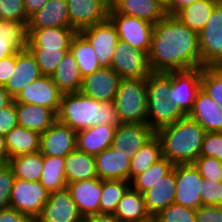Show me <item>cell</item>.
I'll list each match as a JSON object with an SVG mask.
<instances>
[{"instance_id":"obj_1","label":"cell","mask_w":222,"mask_h":222,"mask_svg":"<svg viewBox=\"0 0 222 222\" xmlns=\"http://www.w3.org/2000/svg\"><path fill=\"white\" fill-rule=\"evenodd\" d=\"M148 62L152 73L201 67L198 33L174 16L166 15L154 24Z\"/></svg>"},{"instance_id":"obj_2","label":"cell","mask_w":222,"mask_h":222,"mask_svg":"<svg viewBox=\"0 0 222 222\" xmlns=\"http://www.w3.org/2000/svg\"><path fill=\"white\" fill-rule=\"evenodd\" d=\"M57 120L75 131L97 125L118 126L114 102H99L80 92L62 94Z\"/></svg>"},{"instance_id":"obj_3","label":"cell","mask_w":222,"mask_h":222,"mask_svg":"<svg viewBox=\"0 0 222 222\" xmlns=\"http://www.w3.org/2000/svg\"><path fill=\"white\" fill-rule=\"evenodd\" d=\"M207 131L188 115L159 129L156 136L162 156L174 164L193 163L199 156Z\"/></svg>"},{"instance_id":"obj_4","label":"cell","mask_w":222,"mask_h":222,"mask_svg":"<svg viewBox=\"0 0 222 222\" xmlns=\"http://www.w3.org/2000/svg\"><path fill=\"white\" fill-rule=\"evenodd\" d=\"M147 124L157 132L186 115L175 102L170 101L171 72L151 73L146 78Z\"/></svg>"},{"instance_id":"obj_5","label":"cell","mask_w":222,"mask_h":222,"mask_svg":"<svg viewBox=\"0 0 222 222\" xmlns=\"http://www.w3.org/2000/svg\"><path fill=\"white\" fill-rule=\"evenodd\" d=\"M113 102L121 123L146 124V78L122 79Z\"/></svg>"},{"instance_id":"obj_6","label":"cell","mask_w":222,"mask_h":222,"mask_svg":"<svg viewBox=\"0 0 222 222\" xmlns=\"http://www.w3.org/2000/svg\"><path fill=\"white\" fill-rule=\"evenodd\" d=\"M198 38L201 67H222V5L219 3Z\"/></svg>"},{"instance_id":"obj_7","label":"cell","mask_w":222,"mask_h":222,"mask_svg":"<svg viewBox=\"0 0 222 222\" xmlns=\"http://www.w3.org/2000/svg\"><path fill=\"white\" fill-rule=\"evenodd\" d=\"M109 19L116 27L119 40L149 54L154 24L134 16L118 14L111 7Z\"/></svg>"},{"instance_id":"obj_8","label":"cell","mask_w":222,"mask_h":222,"mask_svg":"<svg viewBox=\"0 0 222 222\" xmlns=\"http://www.w3.org/2000/svg\"><path fill=\"white\" fill-rule=\"evenodd\" d=\"M49 194L40 181L15 178L10 207L29 215L35 221L48 201Z\"/></svg>"},{"instance_id":"obj_9","label":"cell","mask_w":222,"mask_h":222,"mask_svg":"<svg viewBox=\"0 0 222 222\" xmlns=\"http://www.w3.org/2000/svg\"><path fill=\"white\" fill-rule=\"evenodd\" d=\"M110 68L122 79L147 78L152 73L148 54L121 40L116 44Z\"/></svg>"},{"instance_id":"obj_10","label":"cell","mask_w":222,"mask_h":222,"mask_svg":"<svg viewBox=\"0 0 222 222\" xmlns=\"http://www.w3.org/2000/svg\"><path fill=\"white\" fill-rule=\"evenodd\" d=\"M79 33L93 47L100 67H110L116 44L119 42V36L112 21L108 18L80 30Z\"/></svg>"},{"instance_id":"obj_11","label":"cell","mask_w":222,"mask_h":222,"mask_svg":"<svg viewBox=\"0 0 222 222\" xmlns=\"http://www.w3.org/2000/svg\"><path fill=\"white\" fill-rule=\"evenodd\" d=\"M202 180L203 177L193 163L175 164L176 191L174 203L195 210L201 206Z\"/></svg>"},{"instance_id":"obj_12","label":"cell","mask_w":222,"mask_h":222,"mask_svg":"<svg viewBox=\"0 0 222 222\" xmlns=\"http://www.w3.org/2000/svg\"><path fill=\"white\" fill-rule=\"evenodd\" d=\"M201 89V67L171 72L170 101L188 115L193 108L197 93Z\"/></svg>"},{"instance_id":"obj_13","label":"cell","mask_w":222,"mask_h":222,"mask_svg":"<svg viewBox=\"0 0 222 222\" xmlns=\"http://www.w3.org/2000/svg\"><path fill=\"white\" fill-rule=\"evenodd\" d=\"M77 205L71 198L68 187L49 194L48 201L43 206L41 214L35 222H83Z\"/></svg>"},{"instance_id":"obj_14","label":"cell","mask_w":222,"mask_h":222,"mask_svg":"<svg viewBox=\"0 0 222 222\" xmlns=\"http://www.w3.org/2000/svg\"><path fill=\"white\" fill-rule=\"evenodd\" d=\"M71 26L80 30L109 18L110 0H67Z\"/></svg>"},{"instance_id":"obj_15","label":"cell","mask_w":222,"mask_h":222,"mask_svg":"<svg viewBox=\"0 0 222 222\" xmlns=\"http://www.w3.org/2000/svg\"><path fill=\"white\" fill-rule=\"evenodd\" d=\"M122 78L110 67L82 78L80 93L99 102H113Z\"/></svg>"},{"instance_id":"obj_16","label":"cell","mask_w":222,"mask_h":222,"mask_svg":"<svg viewBox=\"0 0 222 222\" xmlns=\"http://www.w3.org/2000/svg\"><path fill=\"white\" fill-rule=\"evenodd\" d=\"M77 131L56 120L40 136V153L46 156L66 157L76 146Z\"/></svg>"},{"instance_id":"obj_17","label":"cell","mask_w":222,"mask_h":222,"mask_svg":"<svg viewBox=\"0 0 222 222\" xmlns=\"http://www.w3.org/2000/svg\"><path fill=\"white\" fill-rule=\"evenodd\" d=\"M61 96L62 93L58 90L51 76L42 75L27 85L14 101L17 103L46 106L57 114Z\"/></svg>"},{"instance_id":"obj_18","label":"cell","mask_w":222,"mask_h":222,"mask_svg":"<svg viewBox=\"0 0 222 222\" xmlns=\"http://www.w3.org/2000/svg\"><path fill=\"white\" fill-rule=\"evenodd\" d=\"M155 135L156 132L147 123H120L116 128L111 148L132 157Z\"/></svg>"},{"instance_id":"obj_19","label":"cell","mask_w":222,"mask_h":222,"mask_svg":"<svg viewBox=\"0 0 222 222\" xmlns=\"http://www.w3.org/2000/svg\"><path fill=\"white\" fill-rule=\"evenodd\" d=\"M42 76L35 57L26 48L15 53V69L4 88L15 99L29 84Z\"/></svg>"},{"instance_id":"obj_20","label":"cell","mask_w":222,"mask_h":222,"mask_svg":"<svg viewBox=\"0 0 222 222\" xmlns=\"http://www.w3.org/2000/svg\"><path fill=\"white\" fill-rule=\"evenodd\" d=\"M67 187L71 198L77 205L79 213L84 217L100 213V197L102 180L93 178L89 180L68 183Z\"/></svg>"},{"instance_id":"obj_21","label":"cell","mask_w":222,"mask_h":222,"mask_svg":"<svg viewBox=\"0 0 222 222\" xmlns=\"http://www.w3.org/2000/svg\"><path fill=\"white\" fill-rule=\"evenodd\" d=\"M77 31L74 28L27 29V49L70 50V44Z\"/></svg>"},{"instance_id":"obj_22","label":"cell","mask_w":222,"mask_h":222,"mask_svg":"<svg viewBox=\"0 0 222 222\" xmlns=\"http://www.w3.org/2000/svg\"><path fill=\"white\" fill-rule=\"evenodd\" d=\"M94 157L99 179L129 181L130 156L109 147Z\"/></svg>"},{"instance_id":"obj_23","label":"cell","mask_w":222,"mask_h":222,"mask_svg":"<svg viewBox=\"0 0 222 222\" xmlns=\"http://www.w3.org/2000/svg\"><path fill=\"white\" fill-rule=\"evenodd\" d=\"M176 191L174 169L143 193L148 213L154 218L162 210L174 203Z\"/></svg>"},{"instance_id":"obj_24","label":"cell","mask_w":222,"mask_h":222,"mask_svg":"<svg viewBox=\"0 0 222 222\" xmlns=\"http://www.w3.org/2000/svg\"><path fill=\"white\" fill-rule=\"evenodd\" d=\"M188 116L207 132H222V109L202 88Z\"/></svg>"},{"instance_id":"obj_25","label":"cell","mask_w":222,"mask_h":222,"mask_svg":"<svg viewBox=\"0 0 222 222\" xmlns=\"http://www.w3.org/2000/svg\"><path fill=\"white\" fill-rule=\"evenodd\" d=\"M73 28L70 23L67 0H49L42 9L29 18L27 29Z\"/></svg>"},{"instance_id":"obj_26","label":"cell","mask_w":222,"mask_h":222,"mask_svg":"<svg viewBox=\"0 0 222 222\" xmlns=\"http://www.w3.org/2000/svg\"><path fill=\"white\" fill-rule=\"evenodd\" d=\"M111 8L118 14L134 16L156 24L167 14L157 0H110Z\"/></svg>"},{"instance_id":"obj_27","label":"cell","mask_w":222,"mask_h":222,"mask_svg":"<svg viewBox=\"0 0 222 222\" xmlns=\"http://www.w3.org/2000/svg\"><path fill=\"white\" fill-rule=\"evenodd\" d=\"M117 126L97 125L77 131V149L97 155L111 147Z\"/></svg>"},{"instance_id":"obj_28","label":"cell","mask_w":222,"mask_h":222,"mask_svg":"<svg viewBox=\"0 0 222 222\" xmlns=\"http://www.w3.org/2000/svg\"><path fill=\"white\" fill-rule=\"evenodd\" d=\"M15 107L18 125L40 134L57 120V114L46 106L15 102Z\"/></svg>"},{"instance_id":"obj_29","label":"cell","mask_w":222,"mask_h":222,"mask_svg":"<svg viewBox=\"0 0 222 222\" xmlns=\"http://www.w3.org/2000/svg\"><path fill=\"white\" fill-rule=\"evenodd\" d=\"M27 26L0 19V61L27 48Z\"/></svg>"},{"instance_id":"obj_30","label":"cell","mask_w":222,"mask_h":222,"mask_svg":"<svg viewBox=\"0 0 222 222\" xmlns=\"http://www.w3.org/2000/svg\"><path fill=\"white\" fill-rule=\"evenodd\" d=\"M113 215L121 222H149L153 219L147 211L144 195L131 187L118 202Z\"/></svg>"},{"instance_id":"obj_31","label":"cell","mask_w":222,"mask_h":222,"mask_svg":"<svg viewBox=\"0 0 222 222\" xmlns=\"http://www.w3.org/2000/svg\"><path fill=\"white\" fill-rule=\"evenodd\" d=\"M52 80L62 94L77 93L81 89L82 76L74 55L68 51L51 75Z\"/></svg>"},{"instance_id":"obj_32","label":"cell","mask_w":222,"mask_h":222,"mask_svg":"<svg viewBox=\"0 0 222 222\" xmlns=\"http://www.w3.org/2000/svg\"><path fill=\"white\" fill-rule=\"evenodd\" d=\"M65 177L67 184L98 178L95 157L76 148L65 157Z\"/></svg>"},{"instance_id":"obj_33","label":"cell","mask_w":222,"mask_h":222,"mask_svg":"<svg viewBox=\"0 0 222 222\" xmlns=\"http://www.w3.org/2000/svg\"><path fill=\"white\" fill-rule=\"evenodd\" d=\"M40 136L37 131L17 125L5 135L9 157L40 151Z\"/></svg>"},{"instance_id":"obj_34","label":"cell","mask_w":222,"mask_h":222,"mask_svg":"<svg viewBox=\"0 0 222 222\" xmlns=\"http://www.w3.org/2000/svg\"><path fill=\"white\" fill-rule=\"evenodd\" d=\"M218 3L219 0H197L193 4L178 11L174 17L190 30L199 34Z\"/></svg>"},{"instance_id":"obj_35","label":"cell","mask_w":222,"mask_h":222,"mask_svg":"<svg viewBox=\"0 0 222 222\" xmlns=\"http://www.w3.org/2000/svg\"><path fill=\"white\" fill-rule=\"evenodd\" d=\"M8 165L15 178L40 181L43 169V154L39 151L9 158Z\"/></svg>"},{"instance_id":"obj_36","label":"cell","mask_w":222,"mask_h":222,"mask_svg":"<svg viewBox=\"0 0 222 222\" xmlns=\"http://www.w3.org/2000/svg\"><path fill=\"white\" fill-rule=\"evenodd\" d=\"M162 157L161 141L155 135L130 158L129 182Z\"/></svg>"},{"instance_id":"obj_37","label":"cell","mask_w":222,"mask_h":222,"mask_svg":"<svg viewBox=\"0 0 222 222\" xmlns=\"http://www.w3.org/2000/svg\"><path fill=\"white\" fill-rule=\"evenodd\" d=\"M70 52L74 55L82 78L101 68L93 47L79 32L71 41Z\"/></svg>"},{"instance_id":"obj_38","label":"cell","mask_w":222,"mask_h":222,"mask_svg":"<svg viewBox=\"0 0 222 222\" xmlns=\"http://www.w3.org/2000/svg\"><path fill=\"white\" fill-rule=\"evenodd\" d=\"M42 166L40 183L49 193L67 186L65 177V157L43 155Z\"/></svg>"},{"instance_id":"obj_39","label":"cell","mask_w":222,"mask_h":222,"mask_svg":"<svg viewBox=\"0 0 222 222\" xmlns=\"http://www.w3.org/2000/svg\"><path fill=\"white\" fill-rule=\"evenodd\" d=\"M174 166V163L170 162L165 157H162L160 160L152 164L146 171L135 176L130 181V187L143 194L151 188L154 183L160 180V178L169 174L174 169Z\"/></svg>"},{"instance_id":"obj_40","label":"cell","mask_w":222,"mask_h":222,"mask_svg":"<svg viewBox=\"0 0 222 222\" xmlns=\"http://www.w3.org/2000/svg\"><path fill=\"white\" fill-rule=\"evenodd\" d=\"M129 188L130 182L127 180H102L100 213L114 214L118 202Z\"/></svg>"},{"instance_id":"obj_41","label":"cell","mask_w":222,"mask_h":222,"mask_svg":"<svg viewBox=\"0 0 222 222\" xmlns=\"http://www.w3.org/2000/svg\"><path fill=\"white\" fill-rule=\"evenodd\" d=\"M201 88L222 109V67H201Z\"/></svg>"},{"instance_id":"obj_42","label":"cell","mask_w":222,"mask_h":222,"mask_svg":"<svg viewBox=\"0 0 222 222\" xmlns=\"http://www.w3.org/2000/svg\"><path fill=\"white\" fill-rule=\"evenodd\" d=\"M35 57L42 75L51 76L64 55L70 50L58 49H28Z\"/></svg>"},{"instance_id":"obj_43","label":"cell","mask_w":222,"mask_h":222,"mask_svg":"<svg viewBox=\"0 0 222 222\" xmlns=\"http://www.w3.org/2000/svg\"><path fill=\"white\" fill-rule=\"evenodd\" d=\"M196 210L173 203L153 219L156 222H196Z\"/></svg>"},{"instance_id":"obj_44","label":"cell","mask_w":222,"mask_h":222,"mask_svg":"<svg viewBox=\"0 0 222 222\" xmlns=\"http://www.w3.org/2000/svg\"><path fill=\"white\" fill-rule=\"evenodd\" d=\"M0 19L19 22L28 26L23 0H0Z\"/></svg>"},{"instance_id":"obj_45","label":"cell","mask_w":222,"mask_h":222,"mask_svg":"<svg viewBox=\"0 0 222 222\" xmlns=\"http://www.w3.org/2000/svg\"><path fill=\"white\" fill-rule=\"evenodd\" d=\"M194 166L203 178L215 182L222 181V161L208 156H199L194 162Z\"/></svg>"},{"instance_id":"obj_46","label":"cell","mask_w":222,"mask_h":222,"mask_svg":"<svg viewBox=\"0 0 222 222\" xmlns=\"http://www.w3.org/2000/svg\"><path fill=\"white\" fill-rule=\"evenodd\" d=\"M15 176L8 164L0 166V210L10 207V196Z\"/></svg>"},{"instance_id":"obj_47","label":"cell","mask_w":222,"mask_h":222,"mask_svg":"<svg viewBox=\"0 0 222 222\" xmlns=\"http://www.w3.org/2000/svg\"><path fill=\"white\" fill-rule=\"evenodd\" d=\"M200 190L202 205L222 206V181L203 178Z\"/></svg>"},{"instance_id":"obj_48","label":"cell","mask_w":222,"mask_h":222,"mask_svg":"<svg viewBox=\"0 0 222 222\" xmlns=\"http://www.w3.org/2000/svg\"><path fill=\"white\" fill-rule=\"evenodd\" d=\"M200 156L214 157L222 161V132H207Z\"/></svg>"},{"instance_id":"obj_49","label":"cell","mask_w":222,"mask_h":222,"mask_svg":"<svg viewBox=\"0 0 222 222\" xmlns=\"http://www.w3.org/2000/svg\"><path fill=\"white\" fill-rule=\"evenodd\" d=\"M18 125L15 101L0 110V134L6 135L10 130Z\"/></svg>"},{"instance_id":"obj_50","label":"cell","mask_w":222,"mask_h":222,"mask_svg":"<svg viewBox=\"0 0 222 222\" xmlns=\"http://www.w3.org/2000/svg\"><path fill=\"white\" fill-rule=\"evenodd\" d=\"M196 222H222V206L201 205L196 209Z\"/></svg>"},{"instance_id":"obj_51","label":"cell","mask_w":222,"mask_h":222,"mask_svg":"<svg viewBox=\"0 0 222 222\" xmlns=\"http://www.w3.org/2000/svg\"><path fill=\"white\" fill-rule=\"evenodd\" d=\"M0 222H35L29 215L11 207L0 210Z\"/></svg>"},{"instance_id":"obj_52","label":"cell","mask_w":222,"mask_h":222,"mask_svg":"<svg viewBox=\"0 0 222 222\" xmlns=\"http://www.w3.org/2000/svg\"><path fill=\"white\" fill-rule=\"evenodd\" d=\"M15 69V54L0 61V86H5Z\"/></svg>"},{"instance_id":"obj_53","label":"cell","mask_w":222,"mask_h":222,"mask_svg":"<svg viewBox=\"0 0 222 222\" xmlns=\"http://www.w3.org/2000/svg\"><path fill=\"white\" fill-rule=\"evenodd\" d=\"M197 0H170L169 5L165 8L166 14L174 16L184 7L193 4Z\"/></svg>"},{"instance_id":"obj_54","label":"cell","mask_w":222,"mask_h":222,"mask_svg":"<svg viewBox=\"0 0 222 222\" xmlns=\"http://www.w3.org/2000/svg\"><path fill=\"white\" fill-rule=\"evenodd\" d=\"M24 8L28 18L43 8L49 0H23Z\"/></svg>"},{"instance_id":"obj_55","label":"cell","mask_w":222,"mask_h":222,"mask_svg":"<svg viewBox=\"0 0 222 222\" xmlns=\"http://www.w3.org/2000/svg\"><path fill=\"white\" fill-rule=\"evenodd\" d=\"M83 222H121L113 214L97 213L84 217Z\"/></svg>"},{"instance_id":"obj_56","label":"cell","mask_w":222,"mask_h":222,"mask_svg":"<svg viewBox=\"0 0 222 222\" xmlns=\"http://www.w3.org/2000/svg\"><path fill=\"white\" fill-rule=\"evenodd\" d=\"M9 158L5 135L0 134V163L8 164Z\"/></svg>"},{"instance_id":"obj_57","label":"cell","mask_w":222,"mask_h":222,"mask_svg":"<svg viewBox=\"0 0 222 222\" xmlns=\"http://www.w3.org/2000/svg\"><path fill=\"white\" fill-rule=\"evenodd\" d=\"M13 100L4 86H0V110L10 105Z\"/></svg>"},{"instance_id":"obj_58","label":"cell","mask_w":222,"mask_h":222,"mask_svg":"<svg viewBox=\"0 0 222 222\" xmlns=\"http://www.w3.org/2000/svg\"><path fill=\"white\" fill-rule=\"evenodd\" d=\"M164 8H166L169 3H170V0H157Z\"/></svg>"}]
</instances>
